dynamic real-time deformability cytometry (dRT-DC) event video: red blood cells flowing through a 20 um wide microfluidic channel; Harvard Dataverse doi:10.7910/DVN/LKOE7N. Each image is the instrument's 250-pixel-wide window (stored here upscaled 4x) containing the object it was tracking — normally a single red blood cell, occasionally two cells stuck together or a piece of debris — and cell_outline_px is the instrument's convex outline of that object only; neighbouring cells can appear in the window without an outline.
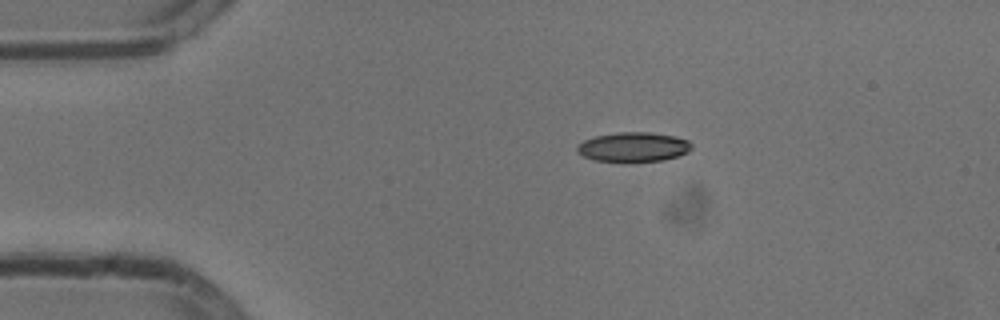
{"species": "common noctule bat (a hibernating species)", "species_latin": "Nyctalus noctula", "temperature_condition": "cold", "stored_images_in_passage": 44, "camera_frame_rate_fps": 3000, "um_per_image_px": 0.085, "animal": {"sex": "male", "body_mass_g": 13.3}, "frame": {"image": 1, "passage_image": 1, "time_ms": 0.0, "image_size_px": [1000, 320], "cell_outline_px": [[692, 148], [688, 152], [664, 160], [624, 164], [596, 160], [584, 156], [576, 152], [576, 148], [584, 140], [596, 136], [620, 132], [648, 132], [672, 136], [688, 140], [692, 144]], "centroid_in_image_um": [53.83, 12.53], "position_along_channel_um": 31.2, "area_um2": 20.06}}
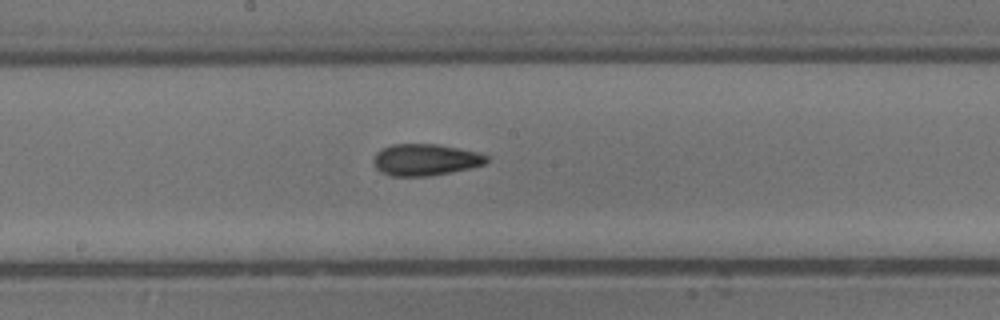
{"frame": {"image": 2, "passage_image": 19, "time_ms": 6.0, "image_size_px": [1000, 320], "cell_outline_px": [[488, 160], [484, 164], [472, 168], [452, 172], [428, 176], [388, 176], [380, 172], [376, 168], [372, 160], [376, 152], [380, 148], [392, 144], [436, 144], [480, 152], [488, 156]], "centroid_in_image_um": [36.13, 13.58], "position_along_channel_um": 212.1, "area_um2": 21.15}}
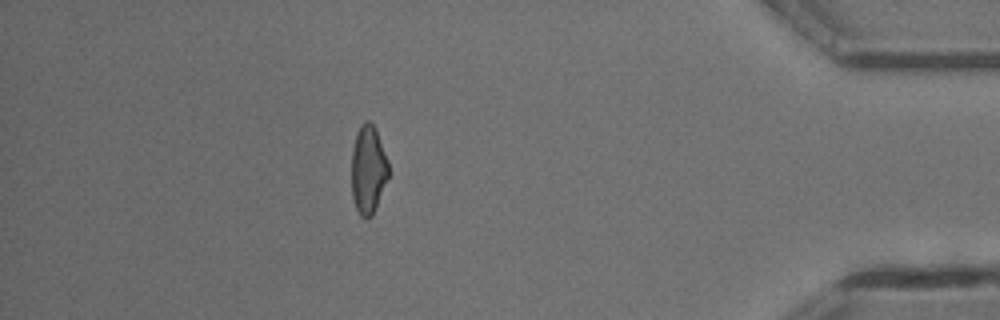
{"frame": {"image": 3, "passage_image": 38, "time_ms": 12.333, "image_size_px": [1000, 320], "cell_outline_px": [[388, 176], [372, 216], [360, 216], [356, 208], [352, 196], [352, 148], [360, 124], [364, 120], [368, 120], [376, 128], [388, 160]], "centroid_in_image_um": [31.29, 14.36], "position_along_channel_um": 403.9, "area_um2": 18.84}, "authors_computed_cell_mechanics": {"area_um2": 20.1722, "velocity_mm_per_s": 3.8023, "shape_relaxation_time_tau1_ms": 8.3254, "shape_relaxation_time_tau2_ms": 3.0611, "deformation_change_tau1": 0.2039, "deformation_change_tau2": 0.0952}}